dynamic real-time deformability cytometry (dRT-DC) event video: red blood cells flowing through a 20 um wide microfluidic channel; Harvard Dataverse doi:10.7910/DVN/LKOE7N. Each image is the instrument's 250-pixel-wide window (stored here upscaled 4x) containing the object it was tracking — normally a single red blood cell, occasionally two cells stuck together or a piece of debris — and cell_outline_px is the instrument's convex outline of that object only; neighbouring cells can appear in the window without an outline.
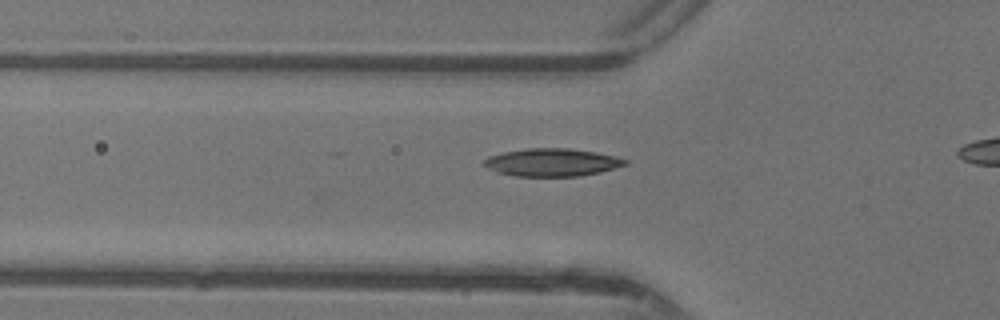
{"species": "common noctule bat (a hibernating species)", "species_latin": "Nyctalus noctula", "temperature_condition": "warm", "stored_images_in_passage": 35, "camera_frame_rate_fps": 3000, "um_per_image_px": 0.085, "animal": {"sex": "female"}, "frame": {"image": 1, "passage_image": 11, "time_ms": 3.333, "image_size_px": [1000, 320], "cell_outline_px": [[628, 164], [600, 172], [580, 176], [516, 176], [496, 172], [480, 164], [488, 156], [504, 152], [528, 148], [568, 148], [596, 152], [616, 156], [628, 160]], "centroid_in_image_um": [46.91, 13.8], "position_along_channel_um": 78.9, "area_um2": 22.95}}
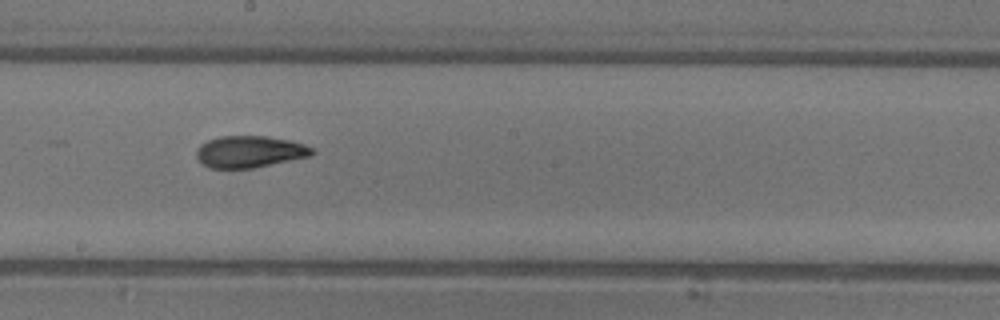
{"frame": {"image": 2, "passage_image": 21, "time_ms": 6.667, "image_size_px": [1000, 320], "cell_outline_px": [[316, 152], [312, 156], [252, 168], [208, 168], [200, 164], [196, 156], [196, 148], [200, 144], [208, 140], [220, 136], [264, 136], [288, 140], [304, 144], [312, 148]], "centroid_in_image_um": [21.19, 12.9], "position_along_channel_um": 227.0, "area_um2": 21.56}}
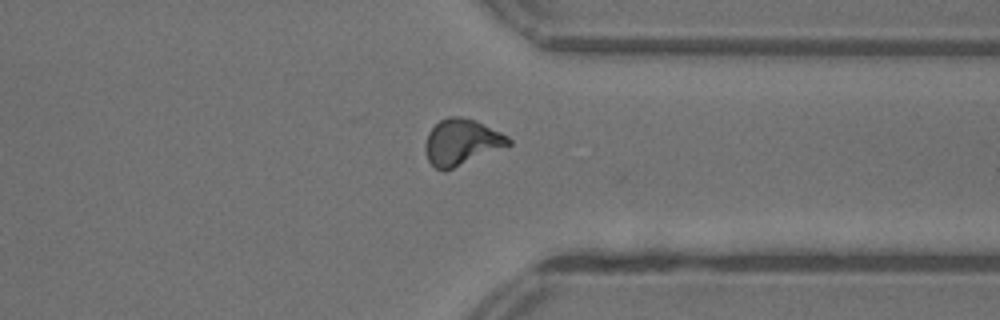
{"frame": {"image": 3, "passage_image": 31, "time_ms": 10.0, "image_size_px": [1000, 320], "cell_outline_px": [[512, 144], [444, 172], [436, 168], [428, 160], [424, 148], [424, 144], [428, 132], [440, 120], [448, 116], [460, 116], [472, 120], [500, 132], [508, 136], [512, 140]], "centroid_in_image_um": [39.2, 12.09], "position_along_channel_um": 372.2, "area_um2": 22.14}}